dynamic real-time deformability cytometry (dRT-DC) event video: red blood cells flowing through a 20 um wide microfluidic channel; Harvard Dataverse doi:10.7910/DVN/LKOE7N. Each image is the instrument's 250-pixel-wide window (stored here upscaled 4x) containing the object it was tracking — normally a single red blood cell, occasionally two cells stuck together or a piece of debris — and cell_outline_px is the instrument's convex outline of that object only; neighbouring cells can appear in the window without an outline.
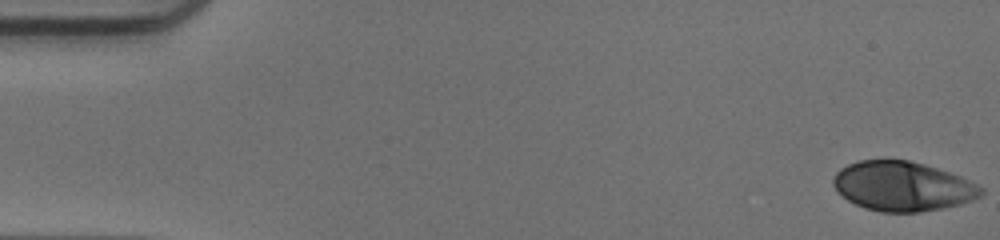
{"species": "human", "species_latin": "Homo sapiens", "temperature_condition": "warm", "stored_images_in_passage": 38, "camera_frame_rate_fps": 3000, "um_per_image_px": 0.085, "donor": {"sex": "male"}, "frame": {"image": 1, "passage_image": 1, "time_ms": 0.0, "image_size_px": [1000, 240], "cell_outline_px": [[984, 192], [980, 196], [972, 200], [960, 204], [940, 208], [916, 212], [880, 212], [864, 208], [848, 200], [832, 184], [832, 180], [836, 172], [840, 168], [856, 160], [908, 160], [924, 164], [960, 176], [984, 188]], "centroid_in_image_um": [76.7, 15.83], "position_along_channel_um": 8.3, "area_um2": 42.37}}
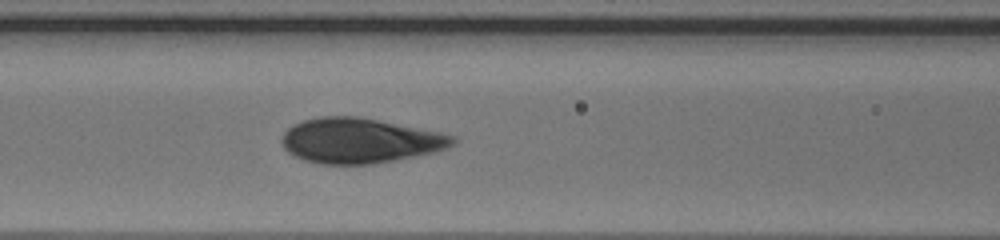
{"frame": {"image": 2, "passage_image": 22, "time_ms": 7.0, "image_size_px": [1000, 240], "cell_outline_px": [[456, 140], [452, 144], [444, 148], [432, 152], [372, 164], [320, 164], [304, 160], [288, 152], [284, 148], [280, 140], [284, 132], [292, 124], [304, 120], [320, 116], [356, 116], [440, 132], [456, 136]], "centroid_in_image_um": [30.52, 11.94], "position_along_channel_um": 136.1, "area_um2": 44.45}}
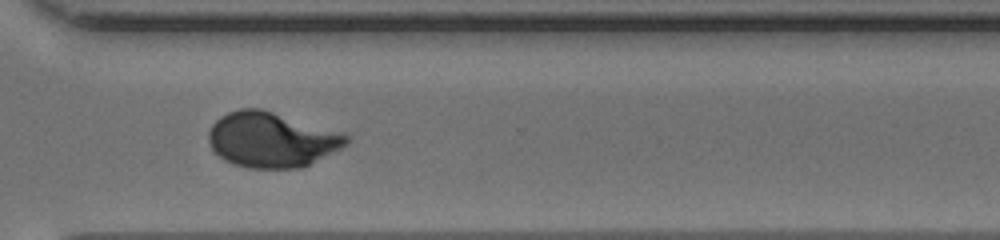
{"frame": {"image": 3, "passage_image": 38, "time_ms": 12.333, "image_size_px": [1000, 240], "cell_outline_px": [[348, 144], [300, 168], [248, 168], [224, 160], [212, 148], [208, 140], [208, 132], [212, 124], [220, 116], [228, 112], [240, 108], [260, 108], [340, 132], [348, 136]], "centroid_in_image_um": [23.03, 11.87], "position_along_channel_um": 347.6, "area_um2": 43.7}}